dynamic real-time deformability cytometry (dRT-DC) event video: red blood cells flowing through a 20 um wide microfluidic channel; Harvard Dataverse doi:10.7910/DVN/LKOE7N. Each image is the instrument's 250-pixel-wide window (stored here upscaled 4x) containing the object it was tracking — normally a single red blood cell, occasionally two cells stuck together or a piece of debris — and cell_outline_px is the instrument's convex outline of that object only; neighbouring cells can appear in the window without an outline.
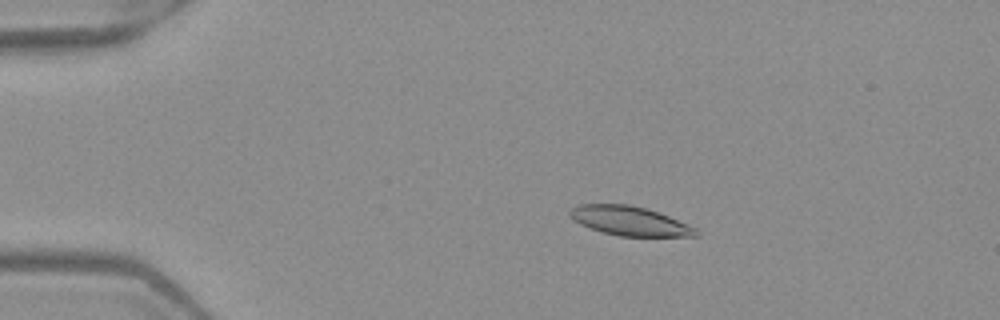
{"species": "Egyptian fruit bat (a non-hibernating species)", "species_latin": "Rousettus aegyptiacus", "temperature_condition": "warm", "stored_images_in_passage": 53, "camera_frame_rate_fps": 3000, "um_per_image_px": 0.085, "frame": {"image": 1, "passage_image": 11, "time_ms": 3.333, "image_size_px": [1000, 320], "cell_outline_px": [[700, 236], [620, 236], [604, 232], [580, 224], [572, 220], [568, 212], [572, 208], [580, 204], [628, 204], [644, 208], [668, 216], [688, 224], [696, 228]], "centroid_in_image_um": [53.51, 18.78], "position_along_channel_um": 31.5, "area_um2": 21.21}}
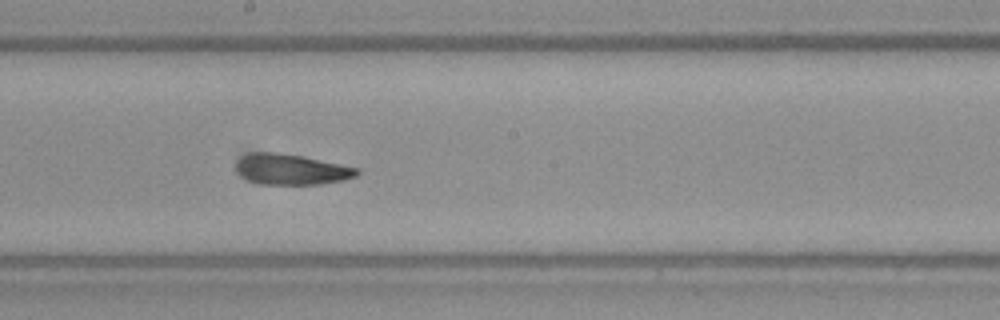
{"frame": {"image": 2, "passage_image": 30, "time_ms": 9.667, "image_size_px": [1000, 320], "cell_outline_px": [[360, 172], [356, 176], [344, 180], [320, 184], [260, 184], [248, 180], [240, 176], [236, 168], [236, 164], [244, 156], [252, 152], [276, 152], [304, 156], [360, 168]], "centroid_in_image_um": [24.8, 14.4], "position_along_channel_um": 223.4, "area_um2": 21.62}}
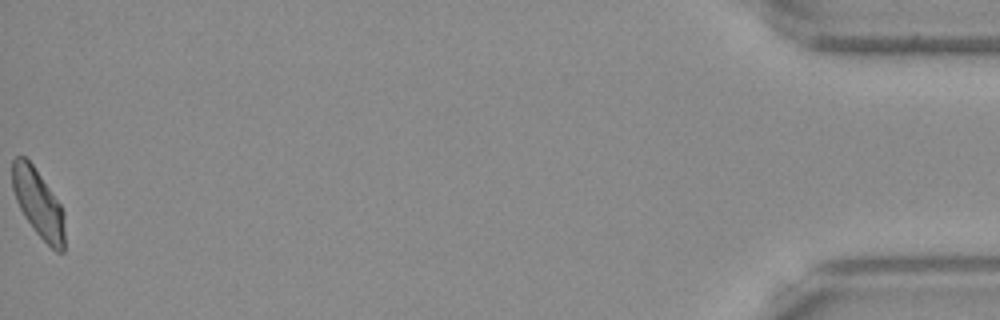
{"frame": {"image": 3, "passage_image": 53, "time_ms": 17.333, "image_size_px": [1000, 320], "cell_outline_px": [[64, 252], [56, 252], [36, 232], [24, 216], [16, 200], [12, 188], [12, 160], [16, 156], [24, 156], [32, 164], [60, 204], [64, 212]], "centroid_in_image_um": [3.25, 17.29], "position_along_channel_um": 432.0, "area_um2": 20.52}, "authors_computed_cell_mechanics": {"area_um2": 21.964, "velocity_mm_per_s": 3.9636, "shape_relaxation_time_tau1_ms": 4.0851, "shape_relaxation_time_tau2_ms": 1.3696, "deformation_change_tau1": 0.1375, "deformation_change_tau2": 0.0697}}